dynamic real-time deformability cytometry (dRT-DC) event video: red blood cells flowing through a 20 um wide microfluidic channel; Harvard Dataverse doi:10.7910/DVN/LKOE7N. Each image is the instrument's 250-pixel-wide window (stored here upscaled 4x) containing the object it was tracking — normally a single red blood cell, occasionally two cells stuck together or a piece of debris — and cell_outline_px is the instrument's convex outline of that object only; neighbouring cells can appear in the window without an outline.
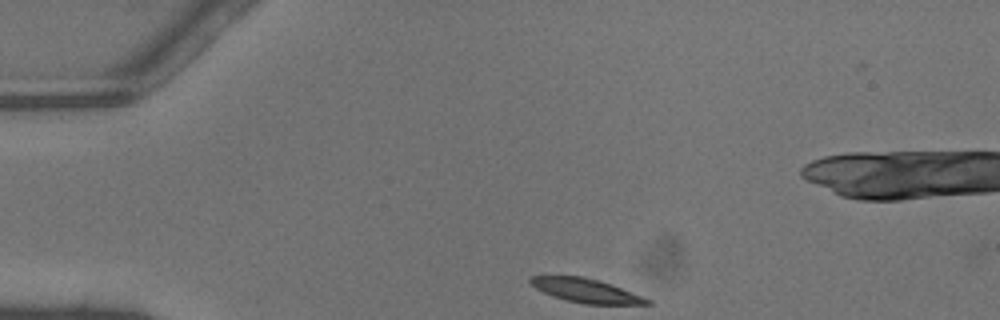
{"species": "common noctule bat (a hibernating species)", "species_latin": "Nyctalus noctula", "temperature_condition": "warm", "stored_images_in_passage": 29, "camera_frame_rate_fps": 3000, "um_per_image_px": 0.085, "animal": {"sex": "male", "body_mass_g": 13.3}, "frame": {"image": 1, "passage_image": 1, "time_ms": 0.0, "image_size_px": [1000, 320], "cell_outline_px": [[652, 304], [584, 304], [552, 296], [528, 284], [528, 280], [532, 276], [584, 276], [620, 288], [652, 300]], "centroid_in_image_um": [49.76, 24.7], "position_along_channel_um": 35.2, "area_um2": 15.95}}
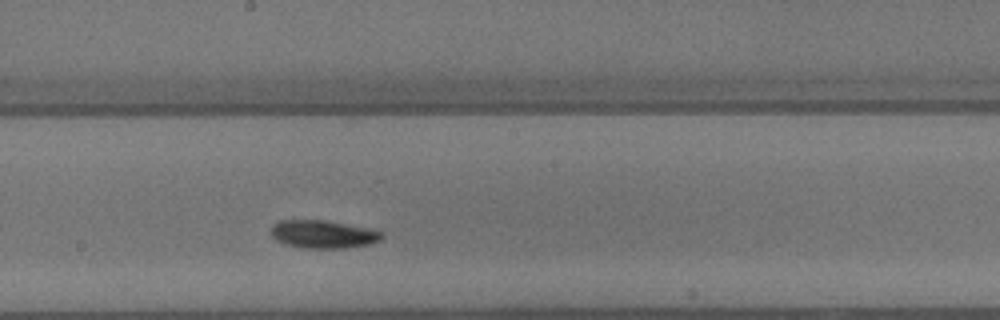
{"frame": {"image": 2, "passage_image": 17, "time_ms": 5.333, "image_size_px": [1000, 320], "cell_outline_px": [[384, 236], [380, 240], [368, 244], [348, 248], [300, 248], [276, 240], [272, 236], [272, 224], [280, 220], [324, 220], [368, 228], [384, 232]], "centroid_in_image_um": [27.48, 19.91], "position_along_channel_um": 220.7, "area_um2": 18.03}}
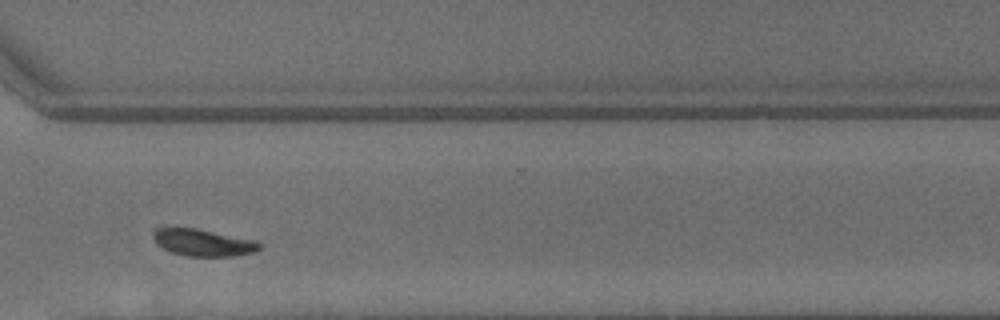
{"frame": {"image": 3, "passage_image": 26, "time_ms": 8.333, "image_size_px": [1000, 320], "cell_outline_px": [[260, 248], [256, 252], [232, 256], [184, 256], [172, 252], [156, 244], [152, 228], [196, 228], [252, 240], [260, 244]], "centroid_in_image_um": [17.22, 20.62], "position_along_channel_um": 353.4, "area_um2": 16.42}, "authors_computed_cell_mechanics": {"area_um2": 17.1088, "velocity_mm_per_s": 4.4207, "shape_relaxation_time_tau1_ms": 1.987, "shape_relaxation_time_tau2_ms": 3.8929, "deformation_change_tau1": 0.1361, "deformation_change_tau2": 0.108}}